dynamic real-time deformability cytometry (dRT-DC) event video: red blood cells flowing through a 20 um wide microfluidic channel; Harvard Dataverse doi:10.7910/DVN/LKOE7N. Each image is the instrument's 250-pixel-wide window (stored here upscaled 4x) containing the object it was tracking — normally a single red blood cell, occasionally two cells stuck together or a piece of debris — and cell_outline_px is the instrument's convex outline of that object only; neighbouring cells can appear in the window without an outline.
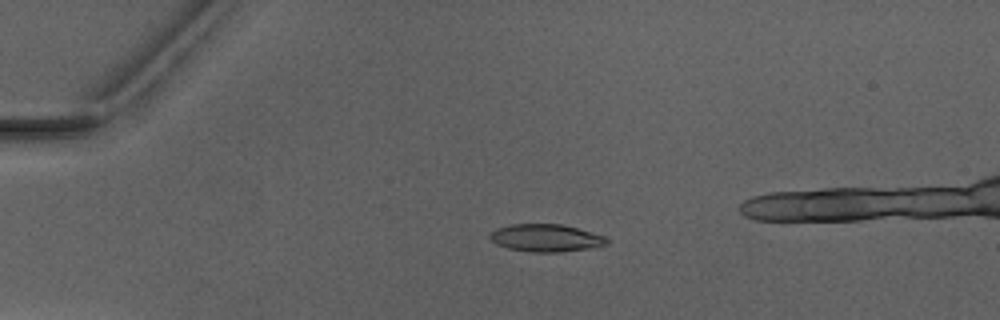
{"species": "Egyptian fruit bat (a non-hibernating species)", "species_latin": "Rousettus aegyptiacus", "temperature_condition": "warm", "stored_images_in_passage": 5, "camera_frame_rate_fps": 3000, "um_per_image_px": 0.085, "animal": {"sex": "male"}, "frame": {"image": 1, "passage_image": 4, "time_ms": 3.667, "image_size_px": [1000, 320], "cell_outline_px": [[608, 244], [596, 248], [560, 252], [528, 252], [508, 248], [496, 244], [488, 236], [496, 228], [512, 224], [560, 224], [608, 236]], "centroid_in_image_um": [46.45, 20.24], "position_along_channel_um": 38.5, "area_um2": 18.96}}